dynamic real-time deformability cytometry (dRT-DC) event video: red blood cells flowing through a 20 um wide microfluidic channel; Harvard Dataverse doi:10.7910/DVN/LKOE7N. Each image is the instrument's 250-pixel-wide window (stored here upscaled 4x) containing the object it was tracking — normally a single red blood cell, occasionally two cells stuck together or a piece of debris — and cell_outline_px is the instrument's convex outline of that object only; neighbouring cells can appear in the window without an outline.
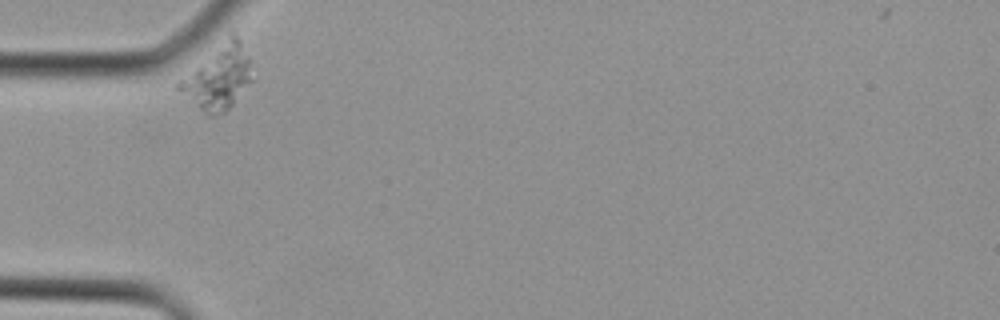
{"species": "Egyptian fruit bat (a non-hibernating species)", "species_latin": "Rousettus aegyptiacus", "temperature_condition": "cold", "stored_images_in_passage": 3, "camera_frame_rate_fps": 3000, "um_per_image_px": 0.085, "animal": {"sex": "female"}, "frame": {"image": 1, "passage_image": 1, "time_ms": 0.0, "image_size_px": [1000, 320], "cell_outline_px": [[256, 80], [224, 112], [212, 116], [208, 116], [176, 88], [176, 80], [232, 28], [236, 32], [248, 56], [256, 76]], "centroid_in_image_um": [18.56, 6.47], "position_along_channel_um": 66.4, "area_um2": 28.67}}
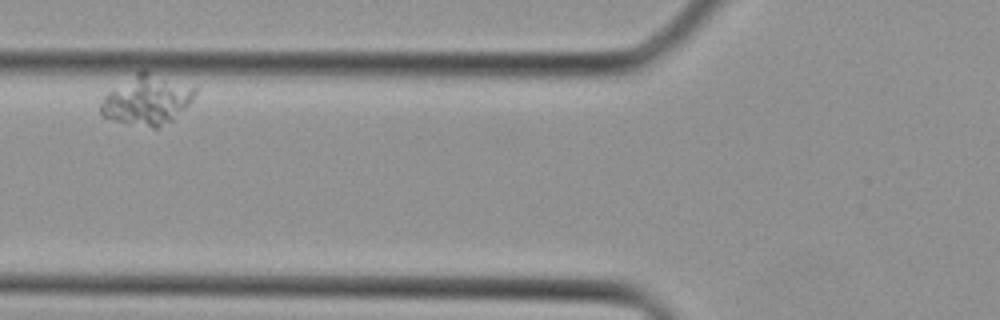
{"frame": {"image": 2, "passage_image": 2, "time_ms": 1.333, "image_size_px": [1000, 320], "cell_outline_px": [[196, 92], [192, 100], [172, 120], [156, 128], [152, 128], [128, 124], [112, 120], [104, 116], [100, 112], [100, 104], [104, 92], [108, 88], [140, 68], [148, 68], [196, 84]], "centroid_in_image_um": [12.48, 8.38], "position_along_channel_um": 113.3, "area_um2": 29.02}}
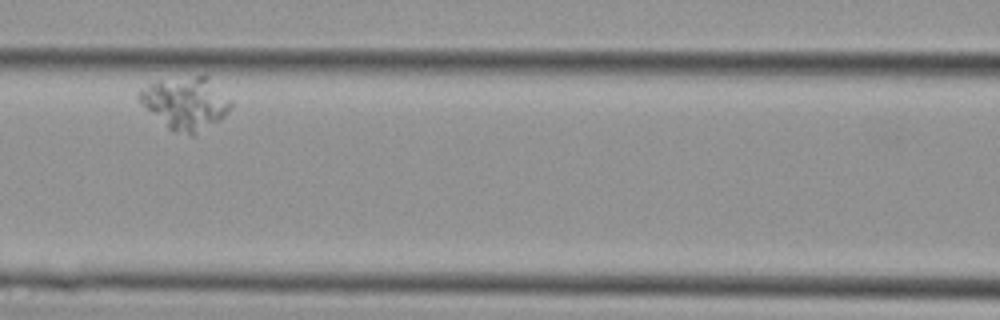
{"frame": {"image": 3, "passage_image": 3, "time_ms": 2.333, "image_size_px": [1000, 320], "cell_outline_px": [[232, 104], [228, 112], [220, 120], [196, 136], [192, 136], [172, 132], [136, 96], [136, 92], [140, 88], [152, 80], [200, 72], [204, 72], [232, 100]], "centroid_in_image_um": [15.8, 8.7], "position_along_channel_um": 150.8, "area_um2": 29.25}}